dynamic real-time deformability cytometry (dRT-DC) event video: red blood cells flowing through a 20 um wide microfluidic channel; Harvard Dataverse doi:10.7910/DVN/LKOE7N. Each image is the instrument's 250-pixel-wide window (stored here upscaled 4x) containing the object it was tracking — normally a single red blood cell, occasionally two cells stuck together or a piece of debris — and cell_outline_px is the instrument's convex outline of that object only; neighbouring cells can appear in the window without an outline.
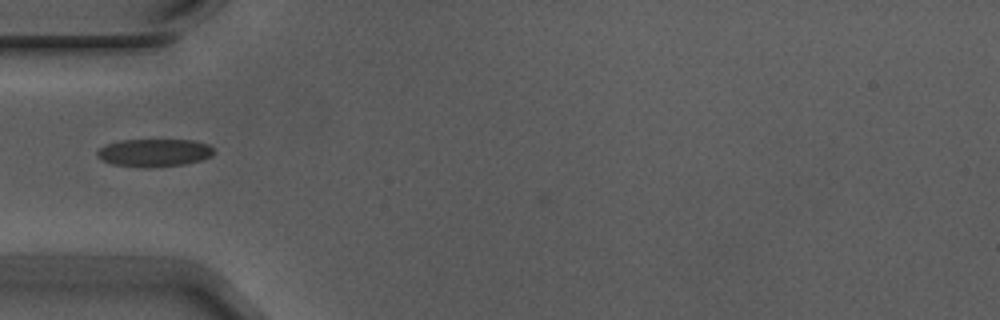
{"species": "Egyptian fruit bat (a non-hibernating species)", "species_latin": "Rousettus aegyptiacus", "temperature_condition": "warm", "stored_images_in_passage": 2, "camera_frame_rate_fps": 3000, "um_per_image_px": 0.085, "animal": {"sex": "male"}, "frame": {"image": 1, "passage_image": 2, "time_ms": 0.333, "image_size_px": [1000, 320], "cell_outline_px": [[212, 156], [200, 160], [184, 164], [152, 168], [144, 168], [112, 164], [96, 156], [96, 152], [100, 148], [108, 144], [120, 140], [192, 140], [208, 144], [212, 148]], "centroid_in_image_um": [13.09, 12.99], "position_along_channel_um": 71.9, "area_um2": 18.84}}